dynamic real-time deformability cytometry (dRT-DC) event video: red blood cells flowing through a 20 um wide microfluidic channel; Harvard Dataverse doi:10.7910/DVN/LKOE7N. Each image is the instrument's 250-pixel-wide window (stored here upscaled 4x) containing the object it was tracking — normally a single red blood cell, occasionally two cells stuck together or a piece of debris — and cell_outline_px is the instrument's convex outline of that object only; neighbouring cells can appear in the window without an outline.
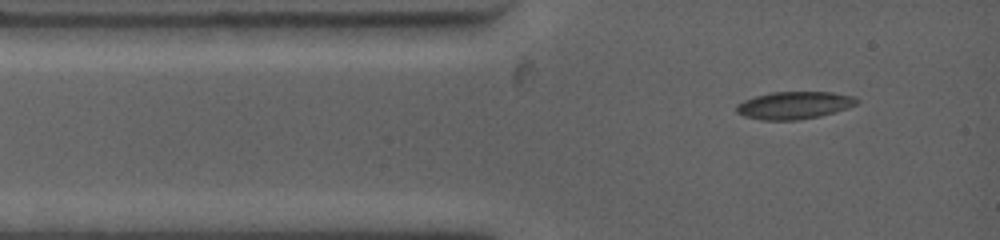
{"species": "common noctule bat (a hibernating species)", "species_latin": "Nyctalus noctula", "temperature_condition": "warm", "stored_images_in_passage": 8, "camera_frame_rate_fps": 4500, "um_per_image_px": 0.085, "animal": {"sex": "female", "body_mass_g": 19.0, "forearm_length_mm": 53.3}, "frame": {"image": 1, "passage_image": 1, "time_ms": 0.0, "image_size_px": [1000, 240], "cell_outline_px": [[860, 100], [856, 104], [848, 108], [820, 116], [800, 120], [760, 120], [744, 116], [736, 112], [736, 104], [744, 100], [756, 96], [772, 92], [832, 92], [852, 96]], "centroid_in_image_um": [67.49, 8.95], "position_along_channel_um": 17.5, "area_um2": 19.31}}
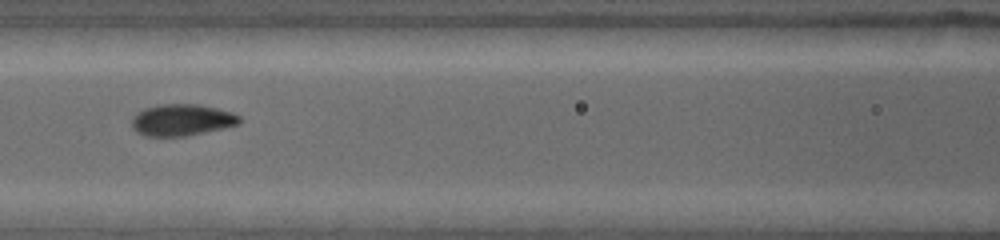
{"frame": {"image": 2, "passage_image": 5, "time_ms": 4.0, "image_size_px": [1000, 240], "cell_outline_px": [[240, 124], [224, 128], [184, 136], [144, 136], [136, 132], [132, 128], [132, 116], [136, 112], [144, 108], [160, 104], [200, 104], [232, 112], [240, 116]], "centroid_in_image_um": [15.43, 10.19], "position_along_channel_um": 151.2, "area_um2": 20.0}}
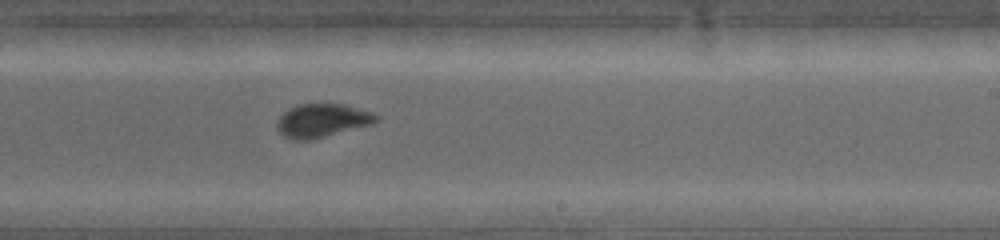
{"frame": {"image": 3, "passage_image": 8, "time_ms": 6.889, "image_size_px": [1000, 240], "cell_outline_px": [[380, 120], [372, 124], [308, 140], [292, 140], [284, 136], [276, 128], [276, 124], [280, 116], [284, 112], [300, 104], [344, 104], [372, 112], [380, 116]], "centroid_in_image_um": [27.4, 10.24], "position_along_channel_um": 261.6, "area_um2": 19.13}}